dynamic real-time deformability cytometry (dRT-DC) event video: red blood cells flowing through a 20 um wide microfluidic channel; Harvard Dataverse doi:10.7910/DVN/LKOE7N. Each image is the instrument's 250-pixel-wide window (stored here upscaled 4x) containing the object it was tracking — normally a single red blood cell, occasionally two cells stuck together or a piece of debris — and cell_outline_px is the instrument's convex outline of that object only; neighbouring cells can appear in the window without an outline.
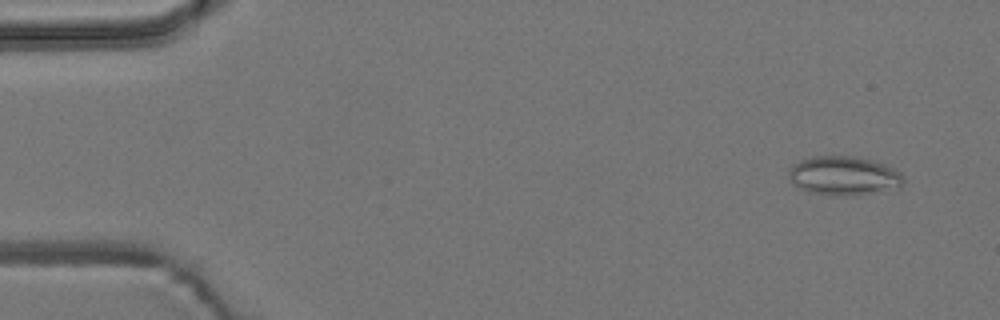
{"species": "common noctule bat (a hibernating species)", "species_latin": "Nyctalus noctula", "temperature_condition": "room temperature", "stored_images_in_passage": 5, "camera_frame_rate_fps": 3000, "um_per_image_px": 0.085, "animal": {"sex": "male", "body_mass_g": 19.2, "forearm_length_mm": 51.8}, "frame": {"image": 1, "passage_image": 1, "time_ms": 0.0, "image_size_px": [1000, 320], "cell_outline_px": [[904, 180], [900, 188], [852, 196], [832, 196], [808, 192], [792, 184], [788, 176], [788, 172], [792, 164], [800, 160], [812, 156], [856, 156], [872, 160], [884, 164], [900, 172]], "centroid_in_image_um": [71.69, 14.95], "position_along_channel_um": 13.3, "area_um2": 26.47}}